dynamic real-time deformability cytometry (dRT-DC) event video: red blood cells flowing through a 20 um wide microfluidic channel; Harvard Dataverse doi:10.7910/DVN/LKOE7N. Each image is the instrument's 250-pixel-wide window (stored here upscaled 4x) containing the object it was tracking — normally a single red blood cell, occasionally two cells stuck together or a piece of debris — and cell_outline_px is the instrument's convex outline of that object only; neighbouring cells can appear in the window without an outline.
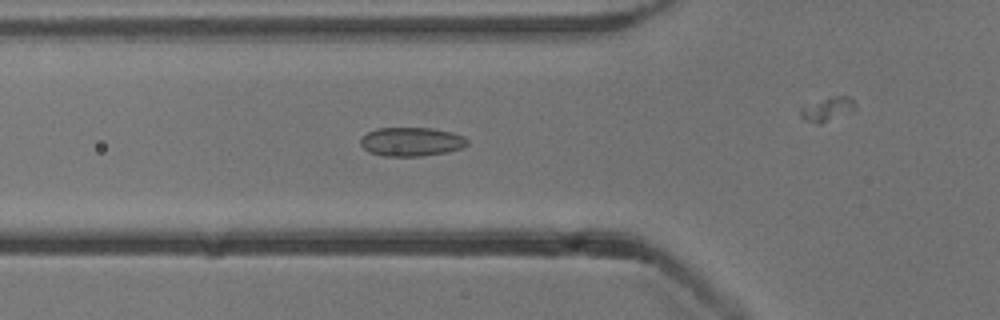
{"species": "common noctule bat (a hibernating species)", "species_latin": "Nyctalus noctula", "temperature_condition": "cold", "stored_images_in_passage": 30, "camera_frame_rate_fps": 3000, "um_per_image_px": 0.085, "animal": {"sex": "male", "body_mass_g": 13.3}, "frame": {"image": 1, "passage_image": 7, "time_ms": 2.0, "image_size_px": [1000, 320], "cell_outline_px": [[468, 144], [464, 148], [444, 152], [420, 156], [384, 156], [368, 152], [360, 144], [360, 136], [376, 128], [432, 128], [452, 132], [464, 136], [468, 140]], "centroid_in_image_um": [34.95, 12.04], "position_along_channel_um": 90.8, "area_um2": 18.09}}
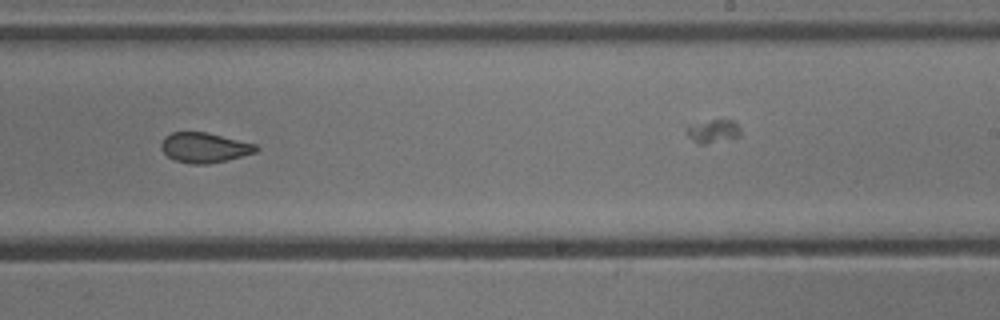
{"frame": {"image": 2, "passage_image": 21, "time_ms": 6.667, "image_size_px": [1000, 320], "cell_outline_px": [[260, 148], [256, 152], [208, 164], [192, 164], [176, 160], [168, 156], [160, 148], [160, 144], [164, 136], [172, 132], [208, 132], [256, 144]], "centroid_in_image_um": [17.36, 12.53], "position_along_channel_um": 271.6, "area_um2": 16.53}}
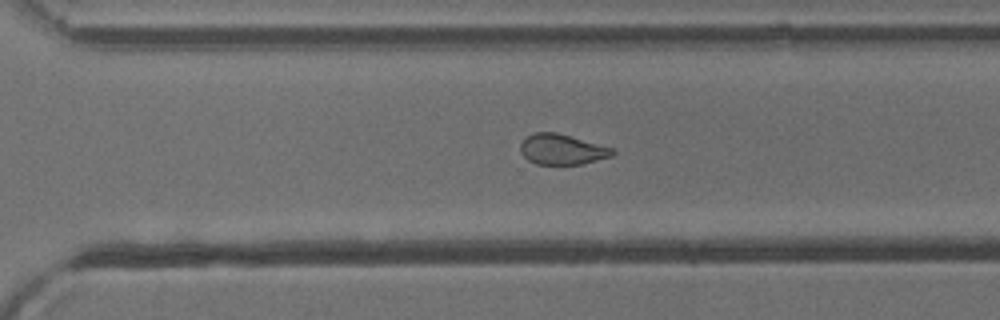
{"frame": {"image": 3, "passage_image": 25, "time_ms": 8.0, "image_size_px": [1000, 320], "cell_outline_px": [[616, 152], [612, 156], [584, 164], [536, 164], [528, 160], [520, 152], [520, 144], [528, 136], [536, 132], [556, 132], [612, 148]], "centroid_in_image_um": [47.77, 12.71], "position_along_channel_um": 322.8, "area_um2": 16.18}}